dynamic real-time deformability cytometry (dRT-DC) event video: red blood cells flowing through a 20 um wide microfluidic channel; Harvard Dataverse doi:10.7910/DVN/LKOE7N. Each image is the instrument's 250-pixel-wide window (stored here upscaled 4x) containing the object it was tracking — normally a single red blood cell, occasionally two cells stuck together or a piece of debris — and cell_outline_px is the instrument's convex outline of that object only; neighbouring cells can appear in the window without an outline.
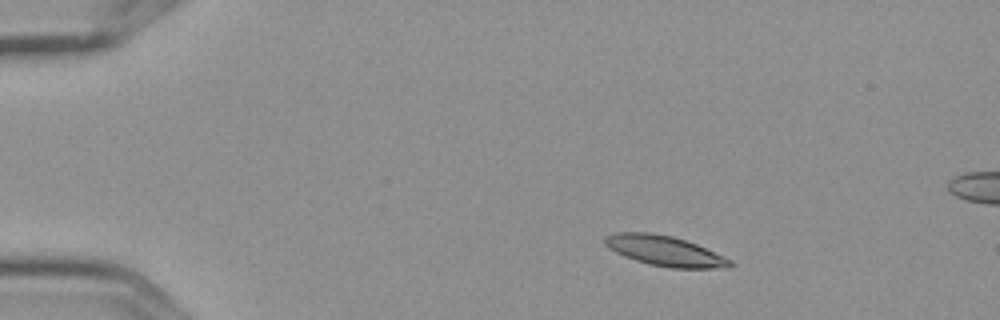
{"species": "Egyptian fruit bat (a non-hibernating species)", "species_latin": "Rousettus aegyptiacus", "temperature_condition": "cold", "stored_images_in_passage": 9, "camera_frame_rate_fps": 3000, "um_per_image_px": 0.085, "frame": {"image": 1, "passage_image": 3, "time_ms": 0.667, "image_size_px": [1000, 320], "cell_outline_px": [[732, 268], [668, 268], [648, 264], [624, 256], [608, 248], [604, 244], [604, 236], [616, 232], [648, 232], [672, 236], [696, 244], [732, 260]], "centroid_in_image_um": [56.48, 21.33], "position_along_channel_um": 28.5, "area_um2": 22.02}}
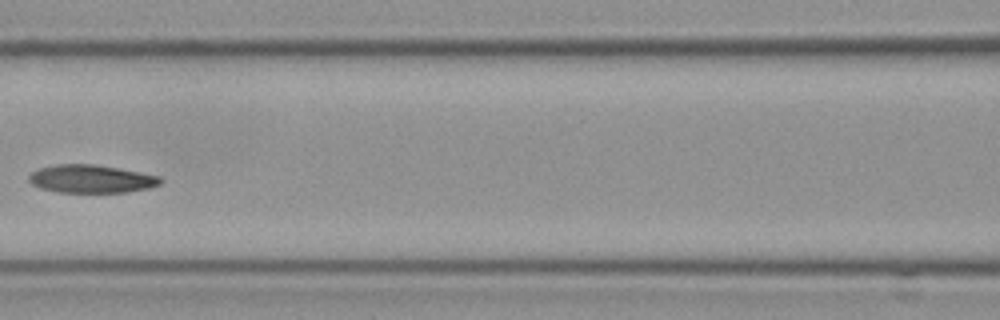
{"frame": {"image": 2, "passage_image": 7, "time_ms": 2.0, "image_size_px": [1000, 320], "cell_outline_px": [[164, 180], [160, 184], [152, 188], [128, 192], [56, 192], [40, 188], [32, 184], [28, 180], [28, 176], [32, 172], [40, 168], [56, 164], [92, 164], [140, 172], [160, 176]], "centroid_in_image_um": [7.77, 15.21], "position_along_channel_um": 158.8, "area_um2": 21.56}}
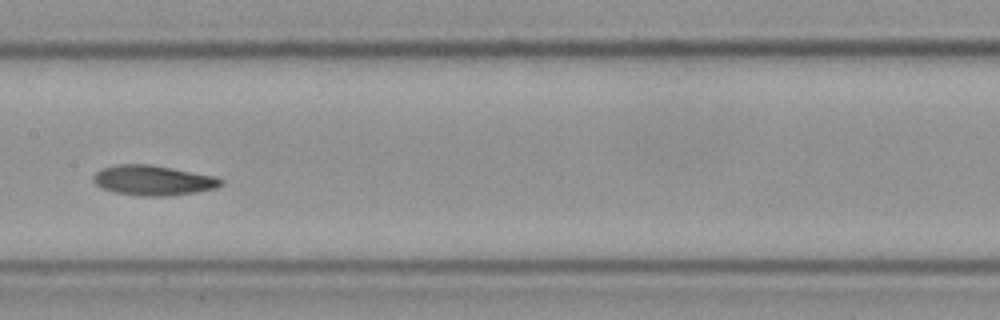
{"frame": {"image": 3, "passage_image": 8, "time_ms": 2.333, "image_size_px": [1000, 320], "cell_outline_px": [[224, 184], [216, 188], [196, 192], [168, 196], [144, 196], [116, 192], [104, 188], [96, 184], [92, 180], [92, 176], [100, 168], [116, 164], [152, 164], [216, 176], [224, 180]], "centroid_in_image_um": [13.04, 15.31], "position_along_channel_um": 194.4, "area_um2": 22.48}}